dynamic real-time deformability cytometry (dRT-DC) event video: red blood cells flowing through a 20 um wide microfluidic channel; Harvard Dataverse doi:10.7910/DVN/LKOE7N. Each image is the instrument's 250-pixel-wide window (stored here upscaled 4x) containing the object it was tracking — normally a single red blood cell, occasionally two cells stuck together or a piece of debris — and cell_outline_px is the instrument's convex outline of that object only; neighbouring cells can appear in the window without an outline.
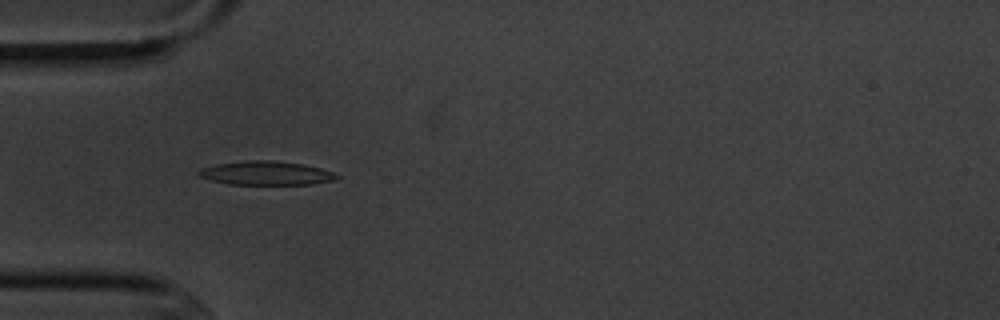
{"species": "common noctule bat (a hibernating species)", "species_latin": "Nyctalus noctula", "temperature_condition": "cold", "stored_images_in_passage": 5, "camera_frame_rate_fps": 3000, "um_per_image_px": 0.085, "animal": {"sex": "male", "body_mass_g": 20.1, "forearm_length_mm": 53.5}, "frame": {"image": 1, "passage_image": 4, "time_ms": 4.333, "image_size_px": [1000, 320], "cell_outline_px": [[340, 176], [336, 180], [312, 184], [228, 184], [212, 180], [200, 176], [196, 172], [200, 168], [216, 164], [244, 160], [276, 160], [304, 164], [320, 168], [332, 172]], "centroid_in_image_um": [22.62, 14.7], "position_along_channel_um": 62.4, "area_um2": 19.25}}
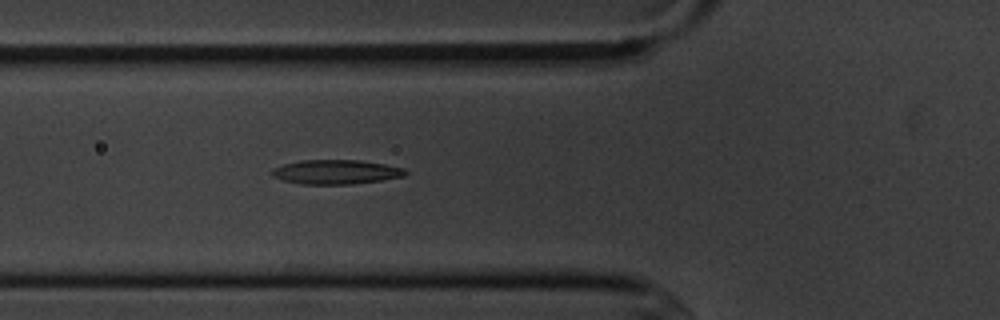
{"frame": {"image": 2, "passage_image": 5, "time_ms": 5.333, "image_size_px": [1000, 320], "cell_outline_px": [[408, 172], [404, 176], [380, 180], [352, 184], [300, 184], [284, 180], [272, 176], [272, 168], [284, 164], [300, 160], [360, 160], [384, 164], [404, 168]], "centroid_in_image_um": [28.55, 14.61], "position_along_channel_um": 97.3, "area_um2": 18.84}}